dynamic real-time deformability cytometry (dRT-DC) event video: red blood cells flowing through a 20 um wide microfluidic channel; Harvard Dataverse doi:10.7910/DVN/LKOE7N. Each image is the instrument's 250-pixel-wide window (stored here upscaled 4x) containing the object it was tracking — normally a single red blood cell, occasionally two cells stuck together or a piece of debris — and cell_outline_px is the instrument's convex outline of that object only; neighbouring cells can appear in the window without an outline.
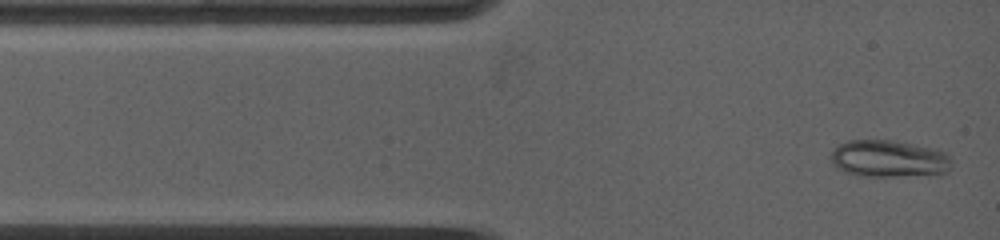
{"species": "common noctule bat (a hibernating species)", "species_latin": "Nyctalus noctula", "temperature_condition": "warm", "stored_images_in_passage": 54, "camera_frame_rate_fps": 5000, "um_per_image_px": 0.085, "animal": {"sex": "female", "body_mass_g": 19.0, "forearm_length_mm": 53.3}, "frame": {"image": 1, "passage_image": 1, "time_ms": 0.0, "image_size_px": [1000, 240], "cell_outline_px": [[952, 168], [948, 172], [940, 176], [860, 176], [844, 172], [832, 164], [828, 156], [840, 144], [848, 140], [892, 140], [916, 144], [936, 148], [948, 152], [952, 160]], "centroid_in_image_um": [75.65, 13.51], "position_along_channel_um": 9.3, "area_um2": 27.05}}
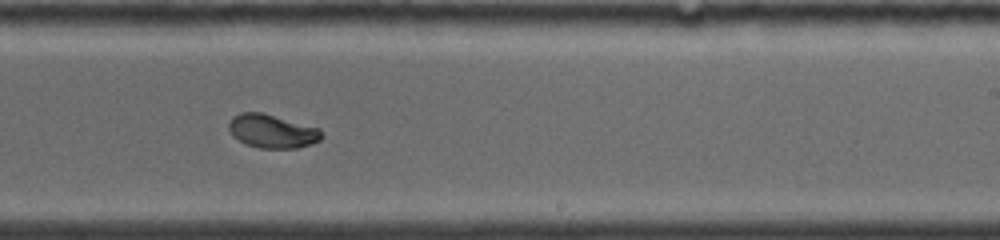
{"frame": {"image": 2, "passage_image": 31, "time_ms": 7.6, "image_size_px": [1000, 240], "cell_outline_px": [[324, 136], [320, 140], [312, 144], [296, 148], [260, 148], [244, 144], [232, 136], [228, 128], [228, 124], [232, 116], [240, 112], [260, 112], [320, 128]], "centroid_in_image_um": [23.12, 11.16], "position_along_channel_um": 265.9, "area_um2": 18.32}}
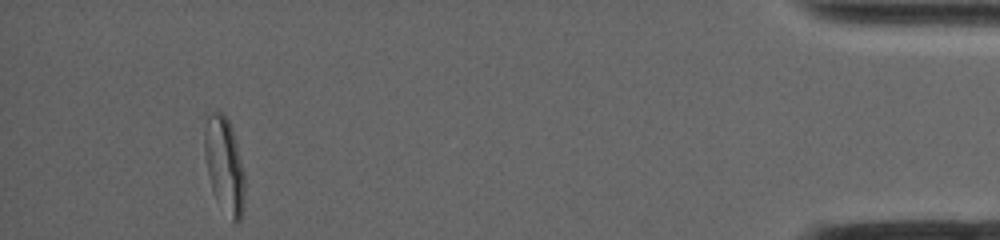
{"frame": {"image": 3, "passage_image": 54, "time_ms": 13.8, "image_size_px": [1000, 240], "cell_outline_px": [[244, 200], [240, 220], [236, 224], [232, 224], [216, 200], [208, 176], [204, 152], [204, 112], [220, 112], [228, 120], [232, 128], [244, 172]], "centroid_in_image_um": [19.04, 14.03], "position_along_channel_um": 416.2, "area_um2": 22.83}, "authors_computed_cell_mechanics": {"area_um2": 18.8717, "velocity_mm_per_s": 3.9191, "shape_relaxation_time_tau1_ms": 8.9737, "shape_relaxation_time_tau2_ms": null, "deformation_change_tau1": 0.2234, "deformation_change_tau2": null}}